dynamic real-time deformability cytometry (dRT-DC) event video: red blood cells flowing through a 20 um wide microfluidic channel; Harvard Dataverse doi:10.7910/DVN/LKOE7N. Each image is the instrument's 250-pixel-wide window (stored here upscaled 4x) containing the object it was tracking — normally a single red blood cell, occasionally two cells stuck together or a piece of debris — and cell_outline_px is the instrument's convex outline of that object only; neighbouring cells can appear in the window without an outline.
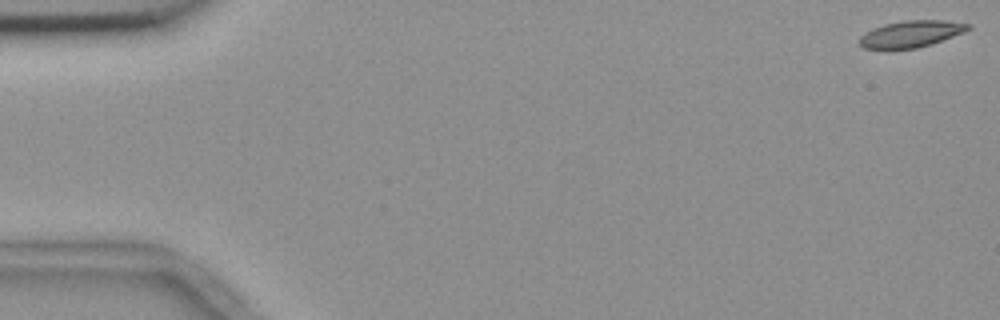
{"species": "common noctule bat (a hibernating species)", "species_latin": "Nyctalus noctula", "temperature_condition": "room temperature", "stored_images_in_passage": 55, "camera_frame_rate_fps": 3000, "um_per_image_px": 0.085, "animal": {"sex": "female", "body_mass_g": 18.4}, "frame": {"image": 1, "passage_image": 1, "time_ms": 0.0, "image_size_px": [1000, 320], "cell_outline_px": [[972, 28], [964, 32], [932, 44], [916, 48], [892, 52], [888, 52], [864, 48], [856, 40], [864, 32], [872, 28], [884, 24], [904, 20], [944, 20], [972, 24]], "centroid_in_image_um": [77.36, 2.93], "position_along_channel_um": 7.6, "area_um2": 17.74}}
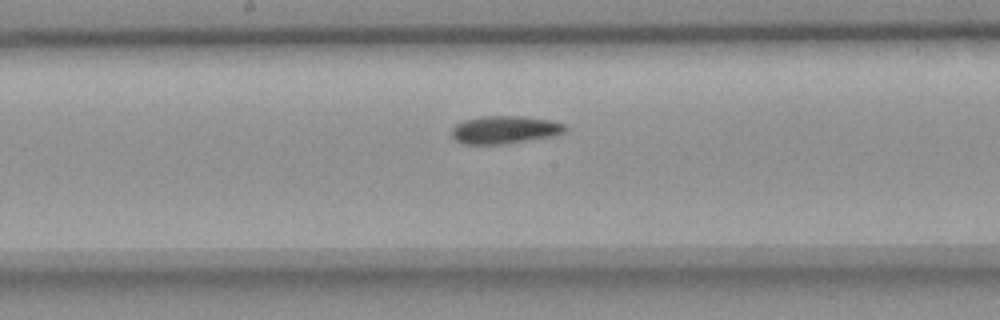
{"frame": {"image": 2, "passage_image": 29, "time_ms": 9.333, "image_size_px": [1000, 320], "cell_outline_px": [[568, 128], [564, 132], [556, 136], [500, 144], [464, 144], [456, 140], [452, 136], [452, 128], [456, 124], [464, 120], [480, 116], [524, 116], [552, 120], [564, 124]], "centroid_in_image_um": [42.93, 11.02], "position_along_channel_um": 205.3, "area_um2": 18.5}}
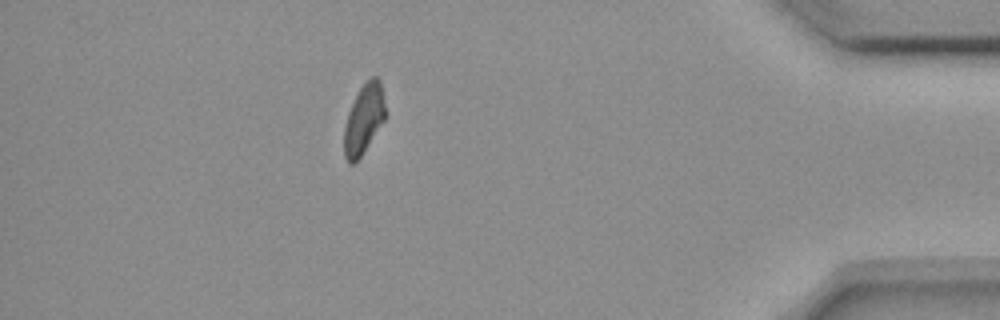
{"frame": {"image": 3, "passage_image": 49, "time_ms": 16.0, "image_size_px": [1000, 320], "cell_outline_px": [[384, 120], [360, 156], [352, 164], [348, 164], [344, 156], [344, 128], [348, 112], [360, 88], [372, 76], [376, 76], [380, 80], [384, 104]], "centroid_in_image_um": [30.9, 10.13], "position_along_channel_um": 404.3, "area_um2": 16.18}, "authors_computed_cell_mechanics": {"area_um2": 17.6868, "velocity_mm_per_s": 3.675, "shape_relaxation_time_tau1_ms": 6.7922, "shape_relaxation_time_tau2_ms": null, "deformation_change_tau1": 0.1436, "deformation_change_tau2": null}}